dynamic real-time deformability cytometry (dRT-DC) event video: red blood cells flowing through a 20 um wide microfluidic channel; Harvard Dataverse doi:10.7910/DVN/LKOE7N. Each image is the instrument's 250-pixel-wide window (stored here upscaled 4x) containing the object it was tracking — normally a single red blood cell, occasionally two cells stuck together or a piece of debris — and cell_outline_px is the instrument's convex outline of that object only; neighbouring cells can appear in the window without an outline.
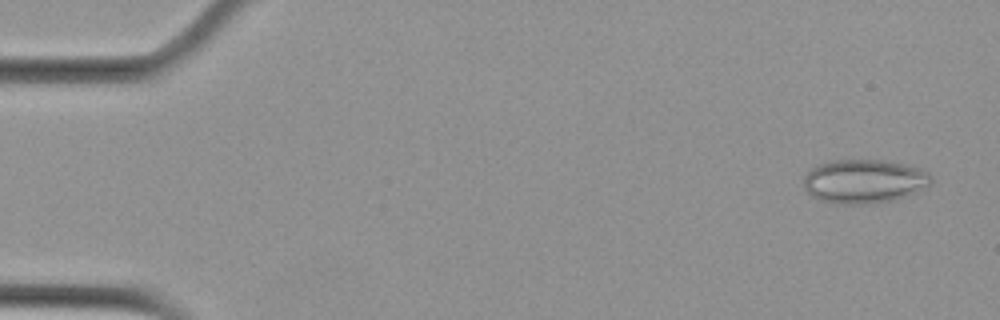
{"species": "Egyptian fruit bat (a non-hibernating species)", "species_latin": "Rousettus aegyptiacus", "temperature_condition": "cold", "stored_images_in_passage": 7, "camera_frame_rate_fps": 3000, "um_per_image_px": 0.085, "animal": {"sex": "female"}, "frame": {"image": 1, "passage_image": 1, "time_ms": 0.0, "image_size_px": [1000, 320], "cell_outline_px": [[932, 184], [916, 192], [880, 204], [840, 204], [820, 200], [812, 196], [804, 188], [804, 176], [812, 168], [820, 164], [832, 160], [884, 160], [908, 164], [920, 168], [928, 172], [932, 176]], "centroid_in_image_um": [73.48, 15.41], "position_along_channel_um": 11.5, "area_um2": 32.89}}
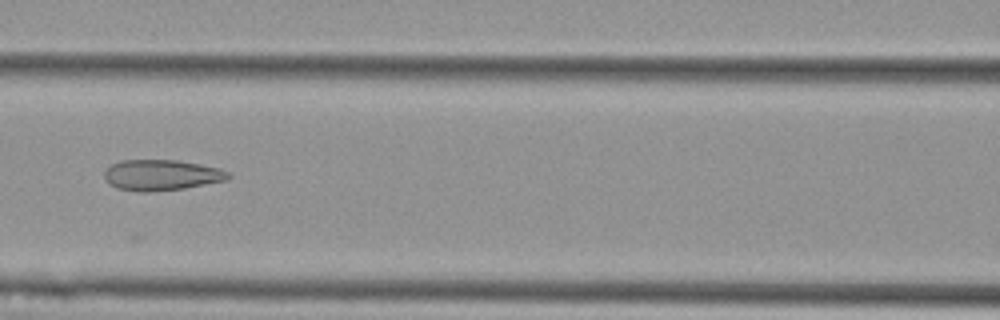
{"frame": {"image": 2, "passage_image": 7, "time_ms": 2.0, "image_size_px": [1000, 320], "cell_outline_px": [[232, 176], [228, 180], [184, 188], [148, 192], [140, 192], [116, 188], [108, 184], [104, 176], [104, 172], [112, 164], [120, 160], [176, 160], [200, 164], [220, 168], [228, 172]], "centroid_in_image_um": [13.72, 14.88], "position_along_channel_um": 152.9, "area_um2": 22.31}}